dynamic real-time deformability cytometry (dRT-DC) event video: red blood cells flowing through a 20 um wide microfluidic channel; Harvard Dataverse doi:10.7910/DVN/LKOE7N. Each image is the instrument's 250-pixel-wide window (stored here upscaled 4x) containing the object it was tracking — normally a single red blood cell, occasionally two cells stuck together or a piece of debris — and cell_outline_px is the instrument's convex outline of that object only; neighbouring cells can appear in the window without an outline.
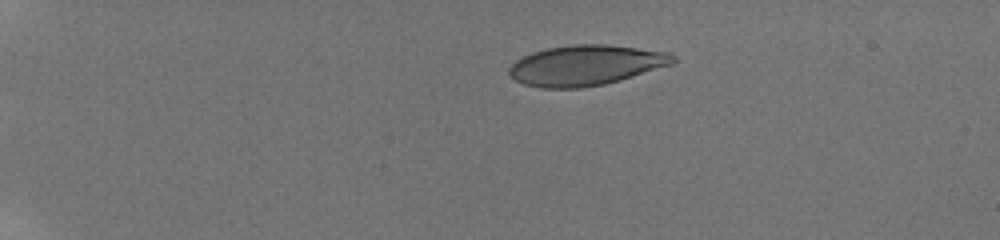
{"species": "human", "species_latin": "Homo sapiens", "temperature_condition": "room temperature", "stored_images_in_passage": 20, "camera_frame_rate_fps": 3000, "um_per_image_px": 0.085, "donor": {"sex": "male"}, "frame": {"image": 1, "passage_image": 1, "time_ms": 0.0, "image_size_px": [1000, 240], "cell_outline_px": [[676, 60], [672, 64], [620, 80], [604, 84], [580, 88], [540, 88], [524, 84], [516, 80], [508, 72], [508, 68], [516, 60], [532, 52], [548, 48], [576, 44], [604, 44], [668, 52], [676, 56]], "centroid_in_image_um": [49.78, 5.55], "position_along_channel_um": 35.2, "area_um2": 38.26}}
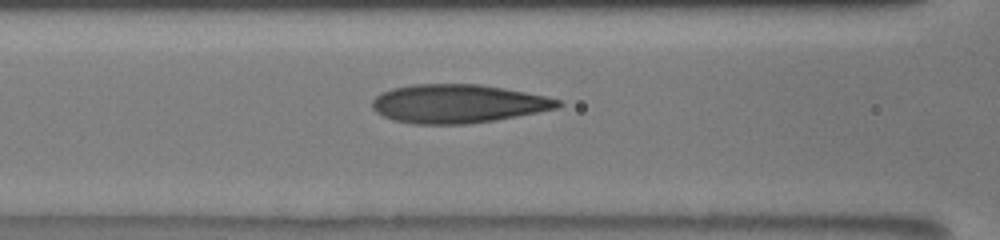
{"frame": {"image": 2, "passage_image": 13, "time_ms": 5.0, "image_size_px": [1000, 240], "cell_outline_px": [[564, 104], [560, 108], [496, 120], [468, 124], [412, 124], [392, 120], [376, 112], [372, 108], [372, 100], [380, 92], [392, 88], [412, 84], [480, 84], [504, 88], [544, 96], [560, 100]], "centroid_in_image_um": [38.91, 8.82], "position_along_channel_um": 127.7, "area_um2": 42.02}}